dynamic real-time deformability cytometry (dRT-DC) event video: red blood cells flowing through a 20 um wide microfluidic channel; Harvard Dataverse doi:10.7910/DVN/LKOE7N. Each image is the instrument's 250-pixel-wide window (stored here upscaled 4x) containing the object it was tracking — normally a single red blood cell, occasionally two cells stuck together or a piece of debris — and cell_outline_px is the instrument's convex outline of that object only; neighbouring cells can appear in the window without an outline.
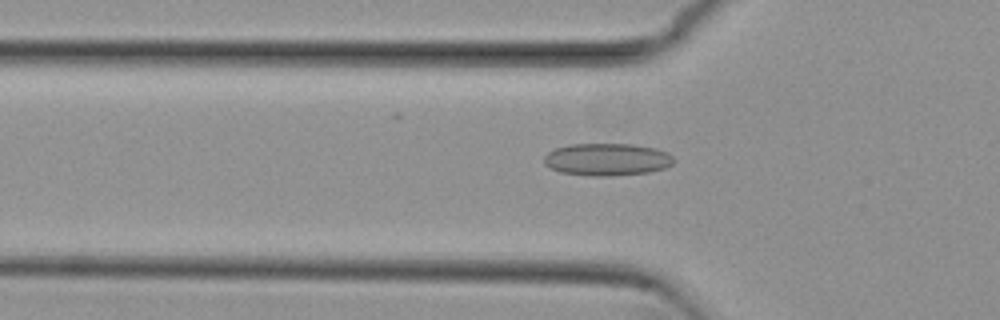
{"species": "common noctule bat (a hibernating species)", "species_latin": "Nyctalus noctula", "temperature_condition": "cold", "stored_images_in_passage": 51, "camera_frame_rate_fps": 3000, "um_per_image_px": 0.085, "animal": {"sex": "female", "body_mass_g": 29.2, "forearm_length_mm": 56.3}, "frame": {"image": 1, "passage_image": 18, "time_ms": 5.667, "image_size_px": [1000, 320], "cell_outline_px": [[676, 160], [672, 164], [664, 168], [648, 172], [612, 176], [592, 176], [560, 172], [544, 164], [544, 156], [548, 152], [556, 148], [568, 144], [632, 144], [656, 148], [668, 152]], "centroid_in_image_um": [51.61, 13.55], "position_along_channel_um": 74.2, "area_um2": 24.57}}
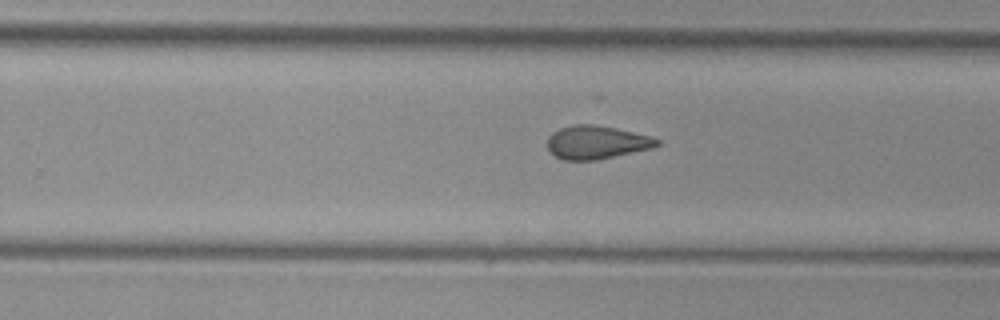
{"frame": {"image": 2, "passage_image": 34, "time_ms": 11.0, "image_size_px": [1000, 320], "cell_outline_px": [[660, 144], [652, 148], [596, 160], [564, 160], [556, 156], [548, 148], [548, 136], [552, 132], [560, 128], [576, 124], [592, 124], [616, 128], [648, 136], [660, 140]], "centroid_in_image_um": [50.69, 12.09], "position_along_channel_um": 279.1, "area_um2": 21.04}}
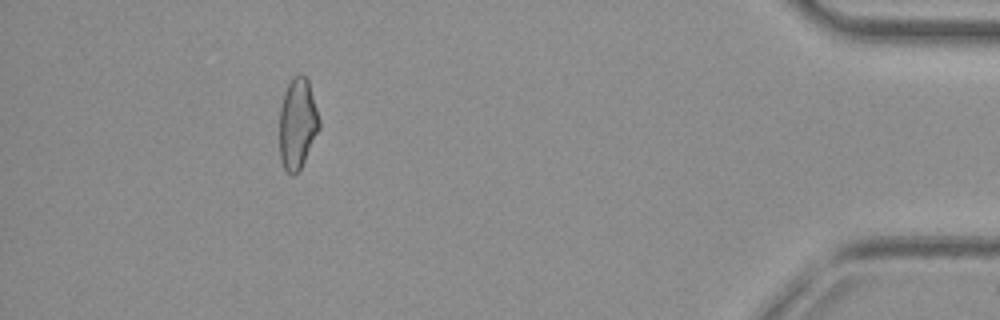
{"frame": {"image": 3, "passage_image": 49, "time_ms": 16.0, "image_size_px": [1000, 320], "cell_outline_px": [[320, 128], [300, 168], [292, 176], [284, 168], [280, 160], [280, 108], [284, 92], [292, 76], [300, 72], [308, 80], [320, 120]], "centroid_in_image_um": [25.28, 10.47], "position_along_channel_um": 409.9, "area_um2": 20.92}}